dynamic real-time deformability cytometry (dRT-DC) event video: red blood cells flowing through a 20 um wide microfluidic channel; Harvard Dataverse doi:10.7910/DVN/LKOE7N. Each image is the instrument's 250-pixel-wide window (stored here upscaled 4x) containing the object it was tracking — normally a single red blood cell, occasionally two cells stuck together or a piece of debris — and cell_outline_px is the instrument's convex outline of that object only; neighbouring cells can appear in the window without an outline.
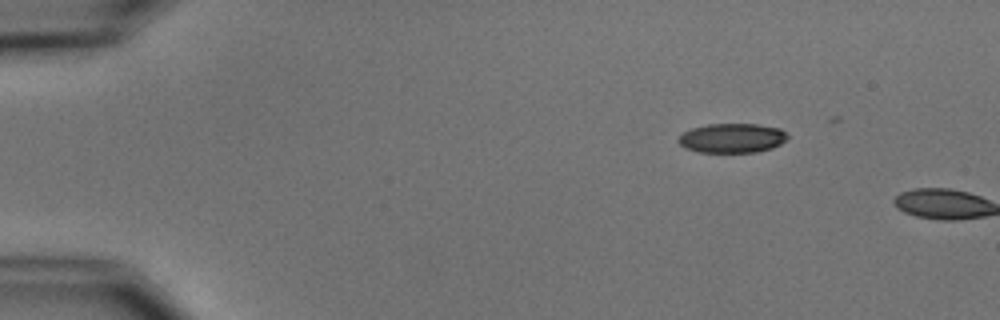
{"species": "common noctule bat (a hibernating species)", "species_latin": "Nyctalus noctula", "temperature_condition": "cold", "stored_images_in_passage": 2, "camera_frame_rate_fps": 3000, "um_per_image_px": 0.085, "animal": {"sex": "male", "body_mass_g": 15.6}, "frame": {"image": 1, "passage_image": 1, "time_ms": 0.0, "image_size_px": [1000, 320], "cell_outline_px": [[788, 136], [780, 144], [772, 148], [756, 152], [700, 152], [684, 148], [676, 140], [684, 132], [692, 128], [708, 124], [756, 124], [780, 128]], "centroid_in_image_um": [62.2, 11.74], "position_along_channel_um": 22.8, "area_um2": 18.61}}